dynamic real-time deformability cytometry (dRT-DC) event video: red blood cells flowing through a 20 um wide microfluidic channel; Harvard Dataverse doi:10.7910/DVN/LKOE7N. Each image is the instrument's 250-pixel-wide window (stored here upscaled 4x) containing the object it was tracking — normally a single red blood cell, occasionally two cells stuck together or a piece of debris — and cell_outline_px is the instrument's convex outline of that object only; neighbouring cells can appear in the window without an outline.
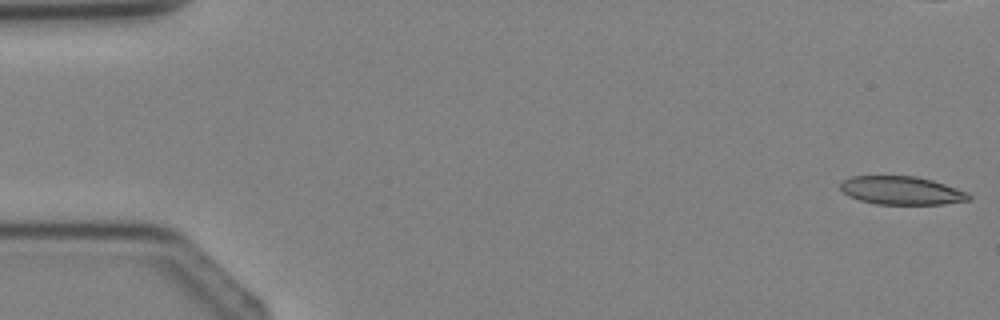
{"species": "Egyptian fruit bat (a non-hibernating species)", "species_latin": "Rousettus aegyptiacus", "temperature_condition": "cold", "stored_images_in_passage": 4, "camera_frame_rate_fps": 3000, "um_per_image_px": 0.085, "animal": {"sex": "female"}, "frame": {"image": 1, "passage_image": 4, "time_ms": 3.667, "image_size_px": [1000, 320], "cell_outline_px": [[972, 196], [968, 200], [944, 204], [876, 204], [860, 200], [848, 196], [840, 188], [840, 184], [844, 180], [852, 176], [916, 176], [932, 180], [968, 192]], "centroid_in_image_um": [76.63, 16.19], "position_along_channel_um": 8.4, "area_um2": 21.1}}